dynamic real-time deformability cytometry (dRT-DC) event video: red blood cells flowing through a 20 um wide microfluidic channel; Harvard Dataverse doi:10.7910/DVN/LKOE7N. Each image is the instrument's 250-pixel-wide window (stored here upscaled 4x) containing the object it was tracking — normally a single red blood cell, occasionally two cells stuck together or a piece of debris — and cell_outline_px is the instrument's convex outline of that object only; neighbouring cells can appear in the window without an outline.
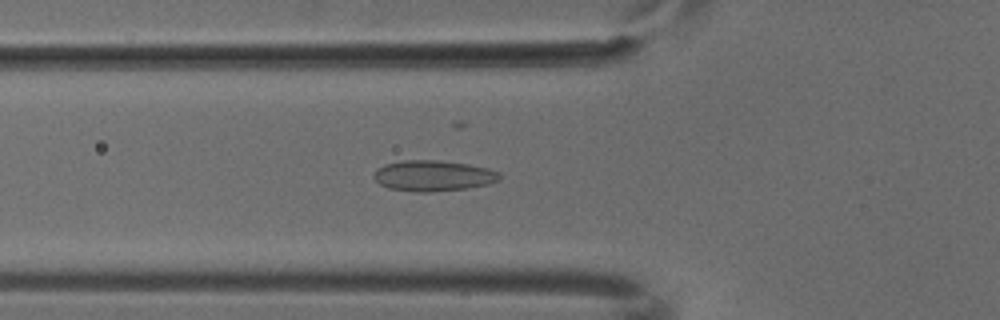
{"species": "common noctule bat (a hibernating species)", "species_latin": "Nyctalus noctula", "temperature_condition": "cold", "stored_images_in_passage": 4, "camera_frame_rate_fps": 3000, "um_per_image_px": 0.085, "animal": {"sex": "male", "body_mass_g": 18.8}, "frame": {"image": 1, "passage_image": 4, "time_ms": 1.0, "image_size_px": [1000, 320], "cell_outline_px": [[500, 180], [488, 184], [468, 188], [432, 192], [416, 192], [388, 188], [380, 184], [372, 176], [376, 168], [384, 164], [404, 160], [440, 160], [468, 164], [488, 168], [500, 172]], "centroid_in_image_um": [36.82, 14.93], "position_along_channel_um": 89.0, "area_um2": 22.77}}